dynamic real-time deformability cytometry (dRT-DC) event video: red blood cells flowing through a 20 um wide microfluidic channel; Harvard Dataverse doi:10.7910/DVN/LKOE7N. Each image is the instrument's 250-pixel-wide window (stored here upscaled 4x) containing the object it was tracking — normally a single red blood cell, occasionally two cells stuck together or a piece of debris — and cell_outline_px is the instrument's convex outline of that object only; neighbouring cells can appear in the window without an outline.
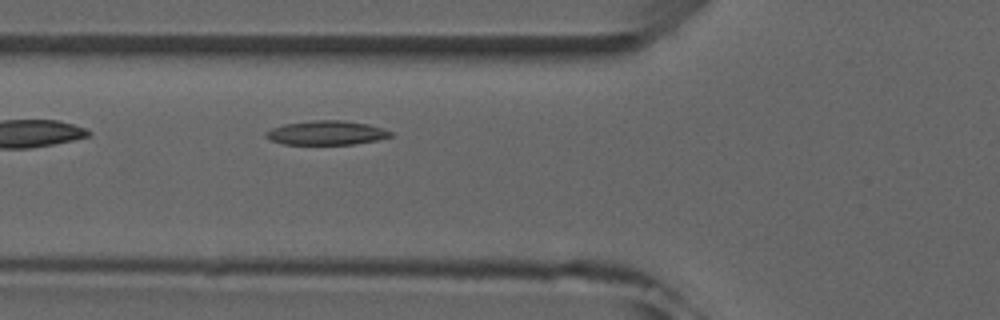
{"species": "common noctule bat (a hibernating species)", "species_latin": "Nyctalus noctula", "temperature_condition": "room temperature", "stored_images_in_passage": 5, "camera_frame_rate_fps": 3000, "um_per_image_px": 0.085, "animal": {"sex": "male", "forearm_length_mm": 52.5}, "frame": {"image": 1, "passage_image": 5, "time_ms": 4.667, "image_size_px": [1000, 320], "cell_outline_px": [[392, 136], [380, 140], [352, 144], [284, 144], [272, 140], [264, 136], [264, 132], [272, 128], [284, 124], [312, 120], [340, 120], [368, 124], [392, 132]], "centroid_in_image_um": [27.73, 11.29], "position_along_channel_um": 98.1, "area_um2": 17.46}}